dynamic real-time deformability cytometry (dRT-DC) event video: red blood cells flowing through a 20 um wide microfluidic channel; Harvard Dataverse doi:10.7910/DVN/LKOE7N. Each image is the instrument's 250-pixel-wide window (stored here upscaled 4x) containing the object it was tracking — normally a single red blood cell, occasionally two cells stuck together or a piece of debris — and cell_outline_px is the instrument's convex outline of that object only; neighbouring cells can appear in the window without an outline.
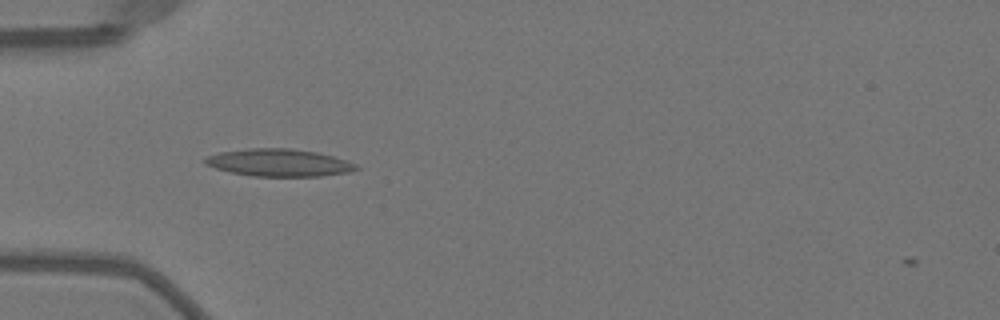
{"species": "Egyptian fruit bat (a non-hibernating species)", "species_latin": "Rousettus aegyptiacus", "temperature_condition": "warm", "stored_images_in_passage": 36, "camera_frame_rate_fps": 3000, "um_per_image_px": 0.085, "animal": {"sex": "female"}, "frame": {"image": 1, "passage_image": 2, "time_ms": 0.333, "image_size_px": [1000, 320], "cell_outline_px": [[360, 168], [348, 172], [320, 176], [252, 176], [232, 172], [216, 168], [204, 164], [204, 160], [208, 156], [220, 152], [248, 148], [292, 148], [316, 152], [332, 156], [356, 164]], "centroid_in_image_um": [23.7, 13.82], "position_along_channel_um": 61.3, "area_um2": 23.93}}
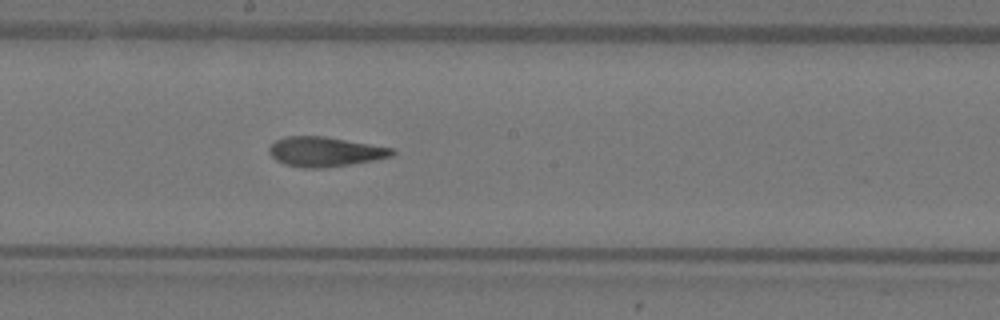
{"frame": {"image": 2, "passage_image": 14, "time_ms": 4.333, "image_size_px": [1000, 320], "cell_outline_px": [[396, 152], [392, 156], [372, 160], [324, 168], [304, 168], [284, 164], [276, 160], [268, 152], [268, 148], [276, 140], [284, 136], [324, 136], [392, 148]], "centroid_in_image_um": [27.57, 12.89], "position_along_channel_um": 220.6, "area_um2": 21.1}}
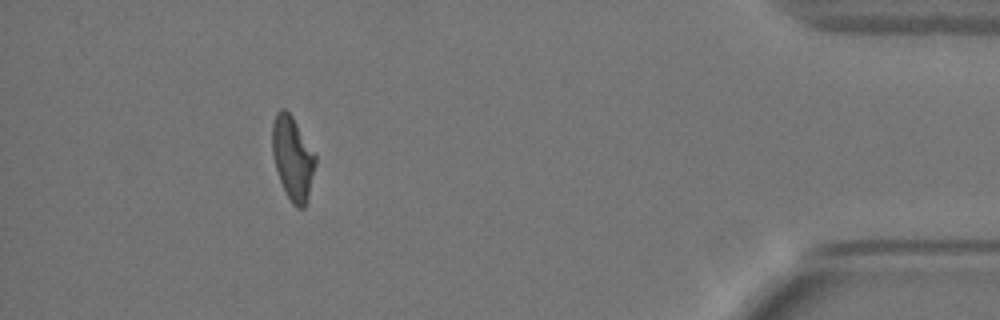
{"frame": {"image": 3, "passage_image": 32, "time_ms": 10.333, "image_size_px": [1000, 320], "cell_outline_px": [[316, 164], [308, 196], [304, 208], [296, 208], [292, 204], [280, 180], [276, 168], [272, 152], [272, 124], [276, 112], [280, 108], [284, 108], [292, 116], [316, 152]], "centroid_in_image_um": [24.89, 13.4], "position_along_channel_um": 410.3, "area_um2": 21.1}, "authors_computed_cell_mechanics": {"area_um2": 21.5016, "velocity_mm_per_s": 4.0455, "shape_relaxation_time_tau1_ms": null, "shape_relaxation_time_tau2_ms": 2.2465, "deformation_change_tau1": null, "deformation_change_tau2": 0.1041}}